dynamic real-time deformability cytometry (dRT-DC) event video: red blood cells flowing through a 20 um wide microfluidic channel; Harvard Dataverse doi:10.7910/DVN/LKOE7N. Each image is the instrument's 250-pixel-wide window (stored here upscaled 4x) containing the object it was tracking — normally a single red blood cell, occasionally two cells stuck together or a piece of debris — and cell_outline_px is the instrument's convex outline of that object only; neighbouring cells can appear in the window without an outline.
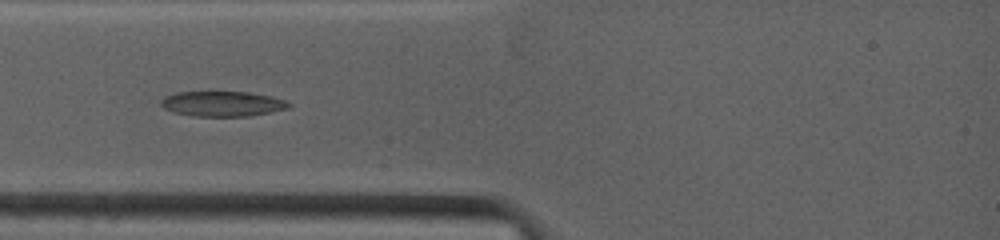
{"species": "common noctule bat (a hibernating species)", "species_latin": "Nyctalus noctula", "temperature_condition": "warm", "stored_images_in_passage": 25, "camera_frame_rate_fps": 4500, "um_per_image_px": 0.085, "animal": {"sex": "female", "body_mass_g": 19.0, "forearm_length_mm": 53.3}, "frame": {"image": 1, "passage_image": 17, "time_ms": 2.444, "image_size_px": [1000, 240], "cell_outline_px": [[292, 104], [288, 108], [248, 116], [192, 116], [172, 112], [164, 108], [160, 104], [160, 100], [164, 96], [176, 92], [248, 92], [272, 96], [288, 100]], "centroid_in_image_um": [18.89, 8.81], "position_along_channel_um": 66.1, "area_um2": 18.84}}
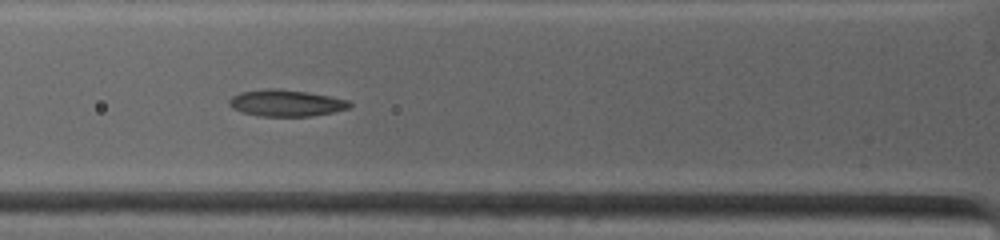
{"frame": {"image": 2, "passage_image": 24, "time_ms": 3.333, "image_size_px": [1000, 240], "cell_outline_px": [[352, 104], [348, 108], [332, 112], [312, 116], [256, 116], [240, 112], [232, 108], [228, 104], [228, 100], [232, 96], [240, 92], [268, 88], [280, 88], [308, 92], [348, 100]], "centroid_in_image_um": [24.26, 8.75], "position_along_channel_um": 101.5, "area_um2": 18.79}}